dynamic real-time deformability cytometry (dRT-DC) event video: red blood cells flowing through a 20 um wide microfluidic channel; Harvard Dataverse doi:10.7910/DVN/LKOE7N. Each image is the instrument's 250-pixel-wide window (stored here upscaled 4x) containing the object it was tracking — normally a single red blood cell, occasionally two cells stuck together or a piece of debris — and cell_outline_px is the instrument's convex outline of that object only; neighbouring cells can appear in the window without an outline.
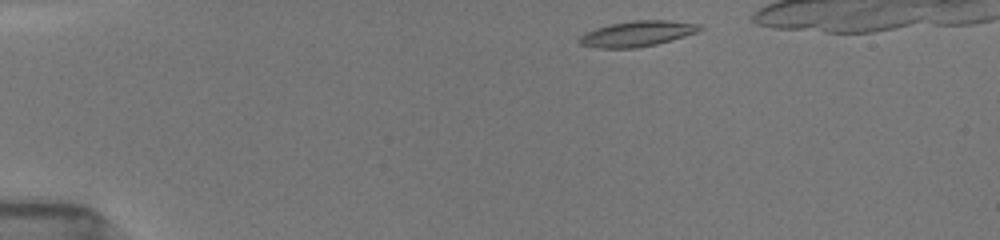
{"species": "common noctule bat (a hibernating species)", "species_latin": "Nyctalus noctula", "temperature_condition": "room temperature", "stored_images_in_passage": 40, "camera_frame_rate_fps": 3000, "um_per_image_px": 0.085, "animal": {"sex": "female", "body_mass_g": 19.5, "forearm_length_mm": 54.1}, "frame": {"image": 1, "passage_image": 1, "time_ms": 0.0, "image_size_px": [1000, 240], "cell_outline_px": [[704, 28], [696, 32], [672, 40], [656, 44], [636, 48], [596, 48], [580, 44], [576, 40], [580, 36], [596, 28], [608, 24], [632, 20], [668, 20], [700, 24]], "centroid_in_image_um": [54.15, 2.86], "position_along_channel_um": 30.9, "area_um2": 17.98}}
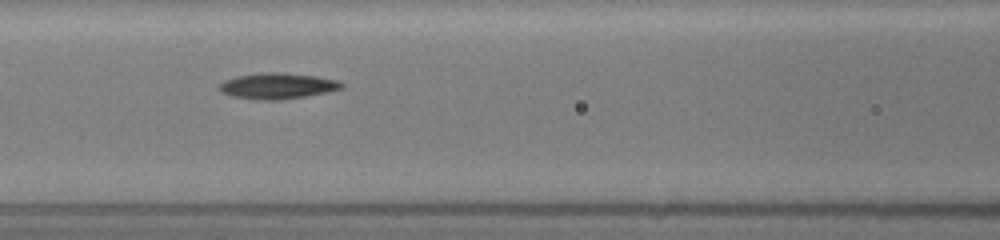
{"frame": {"image": 2, "passage_image": 19, "time_ms": 4.667, "image_size_px": [1000, 240], "cell_outline_px": [[344, 84], [340, 88], [324, 92], [304, 96], [280, 100], [264, 100], [232, 96], [220, 92], [216, 88], [224, 80], [236, 76], [260, 72], [284, 72], [316, 76], [336, 80]], "centroid_in_image_um": [23.5, 7.29], "position_along_channel_um": 143.1, "area_um2": 18.38}}
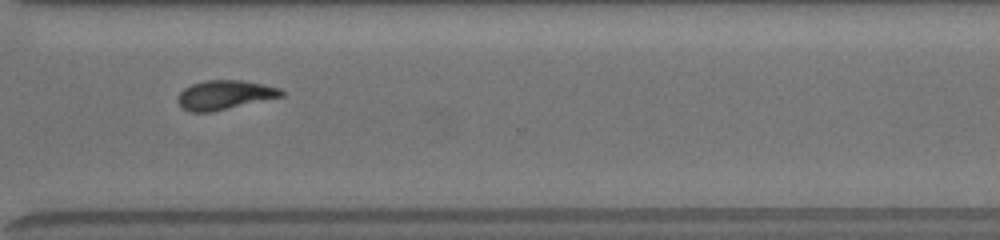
{"frame": {"image": 3, "passage_image": 39, "time_ms": 10.0, "image_size_px": [1000, 240], "cell_outline_px": [[284, 96], [212, 112], [188, 112], [176, 100], [180, 92], [184, 88], [192, 84], [204, 80], [240, 80], [264, 84], [280, 88], [284, 92]], "centroid_in_image_um": [19.1, 8.07], "position_along_channel_um": 351.5, "area_um2": 17.69}}